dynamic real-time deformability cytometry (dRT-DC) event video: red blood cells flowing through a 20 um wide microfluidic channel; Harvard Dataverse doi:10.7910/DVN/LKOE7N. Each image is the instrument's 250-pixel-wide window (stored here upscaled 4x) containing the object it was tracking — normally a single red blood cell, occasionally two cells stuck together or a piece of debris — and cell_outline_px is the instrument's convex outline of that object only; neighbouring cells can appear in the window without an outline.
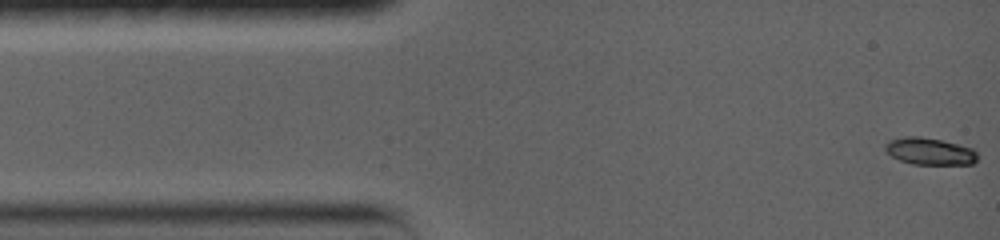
{"species": "common noctule bat (a hibernating species)", "species_latin": "Nyctalus noctula", "temperature_condition": "warm", "stored_images_in_passage": 42, "camera_frame_rate_fps": 5000, "um_per_image_px": 0.085, "animal": {"sex": "female", "body_mass_g": 19.0, "forearm_length_mm": 56.7}, "frame": {"image": 1, "passage_image": 1, "time_ms": 0.0, "image_size_px": [1000, 240], "cell_outline_px": [[976, 160], [972, 164], [912, 164], [900, 160], [892, 156], [884, 148], [884, 144], [888, 140], [904, 136], [920, 136], [940, 140], [972, 148], [976, 152]], "centroid_in_image_um": [78.98, 12.85], "position_along_channel_um": 6.0, "area_um2": 14.39}}
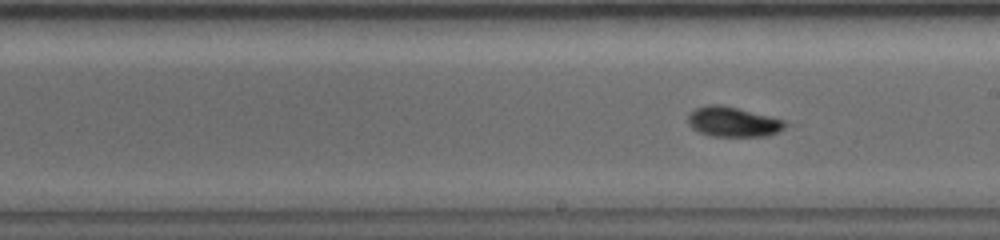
{"frame": {"image": 2, "passage_image": 18, "time_ms": 8.4, "image_size_px": [1000, 240], "cell_outline_px": [[796, 124], [768, 136], [712, 136], [700, 132], [692, 128], [688, 124], [688, 116], [696, 108], [708, 104], [724, 104], [784, 120]], "centroid_in_image_um": [62.39, 10.35], "position_along_channel_um": 226.6, "area_um2": 17.28}}
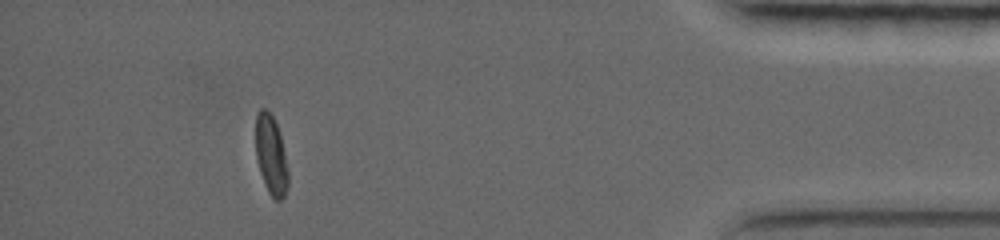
{"frame": {"image": 3, "passage_image": 37, "time_ms": 15.2, "image_size_px": [1000, 240], "cell_outline_px": [[288, 188], [284, 196], [280, 200], [276, 200], [268, 192], [260, 172], [256, 156], [256, 116], [260, 108], [264, 108], [272, 116], [276, 124], [280, 136], [284, 152], [288, 172]], "centroid_in_image_um": [23.03, 13.21], "position_along_channel_um": 412.2, "area_um2": 14.74}, "authors_computed_cell_mechanics": {"area_um2": 16.0684, "velocity_mm_per_s": 3.6004, "shape_relaxation_time_tau1_ms": 4.7187, "shape_relaxation_time_tau2_ms": 2.6367, "deformation_change_tau1": 0.1755, "deformation_change_tau2": 0.0464}}